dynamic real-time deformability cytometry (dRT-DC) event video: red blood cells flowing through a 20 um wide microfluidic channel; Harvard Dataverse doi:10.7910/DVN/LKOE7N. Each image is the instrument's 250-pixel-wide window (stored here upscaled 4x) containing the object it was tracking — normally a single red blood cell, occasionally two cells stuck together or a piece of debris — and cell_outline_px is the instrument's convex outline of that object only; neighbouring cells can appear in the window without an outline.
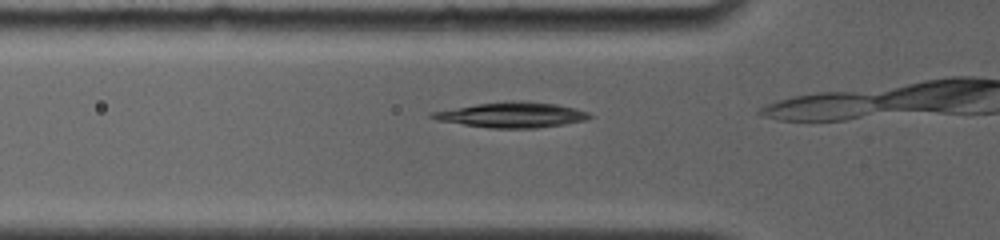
{"species": "common noctule bat (a hibernating species)", "species_latin": "Nyctalus noctula", "temperature_condition": "room temperature", "stored_images_in_passage": 6, "camera_frame_rate_fps": 4000, "um_per_image_px": 0.085, "animal": {"sex": "female", "body_mass_g": 19.0, "forearm_length_mm": 56.7}, "frame": {"image": 1, "passage_image": 3, "time_ms": 0.5, "image_size_px": [1000, 240], "cell_outline_px": [[592, 116], [584, 120], [564, 124], [536, 128], [488, 128], [436, 120], [428, 116], [428, 112], [476, 104], [512, 100], [524, 100], [556, 104], [576, 108], [588, 112]], "centroid_in_image_um": [43.47, 9.75], "position_along_channel_um": 82.3, "area_um2": 23.35}}